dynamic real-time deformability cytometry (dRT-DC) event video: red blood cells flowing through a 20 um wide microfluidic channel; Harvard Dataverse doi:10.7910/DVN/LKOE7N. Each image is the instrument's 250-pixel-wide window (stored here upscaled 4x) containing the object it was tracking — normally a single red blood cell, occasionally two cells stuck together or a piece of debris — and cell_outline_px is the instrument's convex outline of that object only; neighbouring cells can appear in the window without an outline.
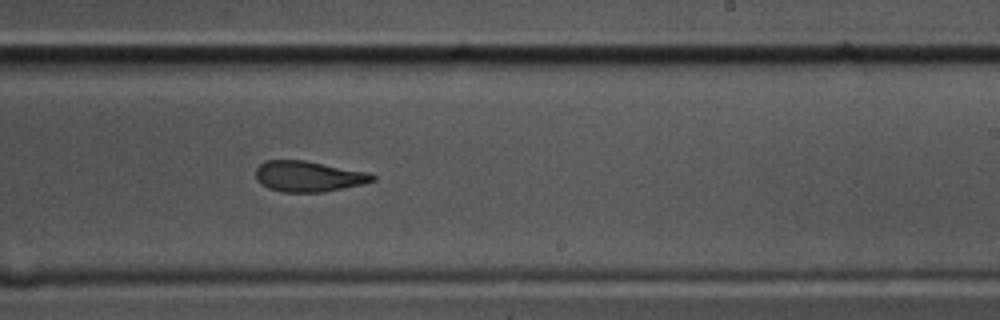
{"species": "common noctule bat (a hibernating species)", "species_latin": "Nyctalus noctula", "temperature_condition": "cold", "stored_images_in_passage": 25, "camera_frame_rate_fps": 3000, "um_per_image_px": 0.085, "animal": {"sex": "male", "body_mass_g": 17.5, "forearm_length_mm": 52.3}, "frame": {"image": 1, "passage_image": 22, "time_ms": 7.0, "image_size_px": [1000, 320], "cell_outline_px": [[376, 180], [364, 184], [324, 192], [280, 192], [268, 188], [260, 184], [256, 180], [256, 168], [264, 160], [304, 160], [368, 172], [376, 176]], "centroid_in_image_um": [26.21, 14.99], "position_along_channel_um": 262.8, "area_um2": 21.1}}